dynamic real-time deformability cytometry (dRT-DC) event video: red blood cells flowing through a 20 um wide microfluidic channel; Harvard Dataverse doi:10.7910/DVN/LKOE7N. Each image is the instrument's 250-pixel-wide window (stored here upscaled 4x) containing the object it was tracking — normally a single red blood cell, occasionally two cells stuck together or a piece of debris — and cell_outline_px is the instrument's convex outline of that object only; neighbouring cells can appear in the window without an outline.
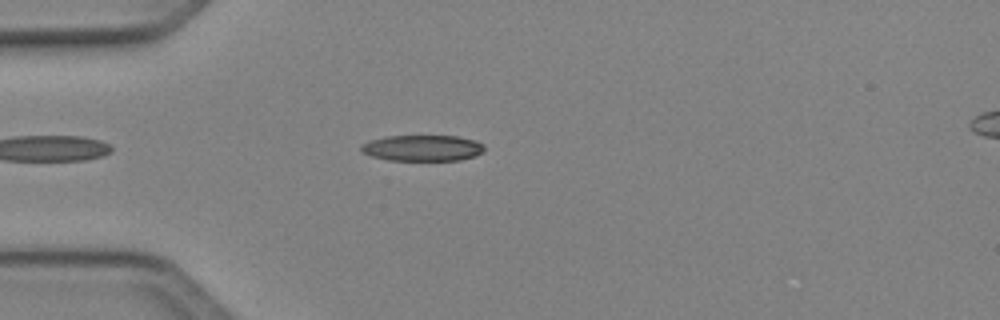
{"species": "Egyptian fruit bat (a non-hibernating species)", "species_latin": "Rousettus aegyptiacus", "temperature_condition": "cold", "stored_images_in_passage": 34, "camera_frame_rate_fps": 3000, "um_per_image_px": 0.085, "animal": {"sex": "female"}, "frame": {"image": 1, "passage_image": 1, "time_ms": 0.0, "image_size_px": [1000, 320], "cell_outline_px": [[484, 152], [476, 156], [460, 160], [388, 160], [372, 156], [360, 152], [360, 144], [368, 140], [388, 136], [456, 136], [476, 140], [484, 144]], "centroid_in_image_um": [35.91, 12.58], "position_along_channel_um": 49.1, "area_um2": 18.9}}
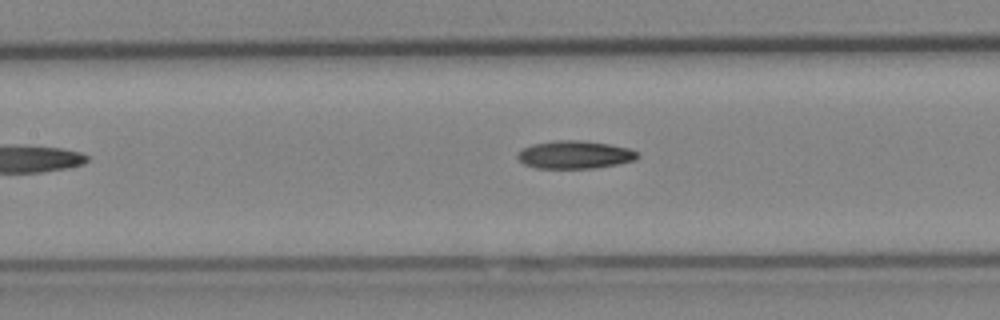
{"frame": {"image": 2, "passage_image": 10, "time_ms": 3.0, "image_size_px": [1000, 320], "cell_outline_px": [[640, 156], [636, 160], [596, 168], [536, 168], [524, 164], [516, 156], [516, 152], [532, 144], [552, 140], [580, 140], [608, 144], [628, 148], [636, 152]], "centroid_in_image_um": [48.82, 13.15], "position_along_channel_um": 158.6, "area_um2": 19.54}}
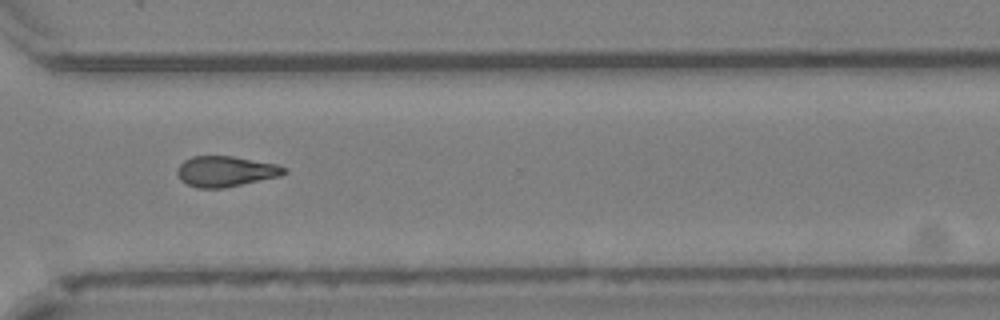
{"frame": {"image": 3, "passage_image": 24, "time_ms": 7.667, "image_size_px": [1000, 320], "cell_outline_px": [[288, 172], [280, 176], [224, 188], [196, 188], [180, 180], [176, 172], [180, 164], [184, 160], [192, 156], [232, 156], [276, 164], [288, 168]], "centroid_in_image_um": [19.18, 14.57], "position_along_channel_um": 351.4, "area_um2": 19.07}}